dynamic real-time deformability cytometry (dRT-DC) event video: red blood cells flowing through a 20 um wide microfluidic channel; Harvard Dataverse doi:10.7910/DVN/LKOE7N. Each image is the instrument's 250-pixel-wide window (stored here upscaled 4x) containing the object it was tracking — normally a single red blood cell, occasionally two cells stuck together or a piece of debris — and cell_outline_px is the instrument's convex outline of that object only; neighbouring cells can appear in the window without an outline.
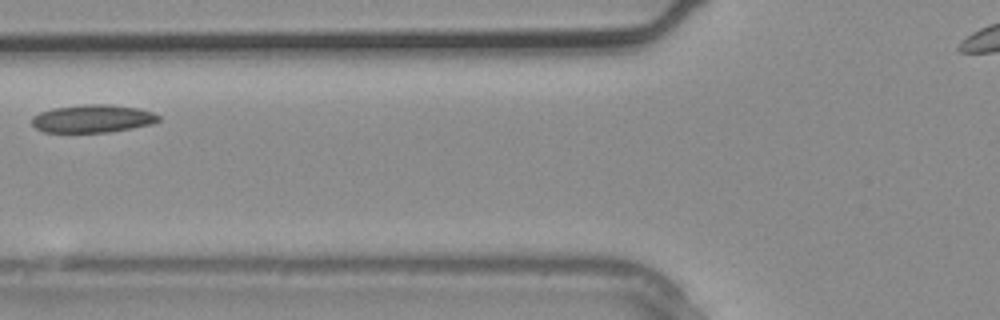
{"species": "common noctule bat (a hibernating species)", "species_latin": "Nyctalus noctula", "temperature_condition": "warm", "stored_images_in_passage": 3, "camera_frame_rate_fps": 3000, "um_per_image_px": 0.085, "animal": {"sex": "male", "body_mass_g": 20.4}, "frame": {"image": 1, "passage_image": 3, "time_ms": 0.667, "image_size_px": [1000, 320], "cell_outline_px": [[160, 120], [152, 124], [132, 128], [108, 132], [44, 132], [36, 128], [32, 124], [32, 116], [40, 112], [52, 108], [84, 104], [112, 104], [140, 108], [152, 112], [160, 116]], "centroid_in_image_um": [7.89, 10.07], "position_along_channel_um": 117.9, "area_um2": 20.75}}